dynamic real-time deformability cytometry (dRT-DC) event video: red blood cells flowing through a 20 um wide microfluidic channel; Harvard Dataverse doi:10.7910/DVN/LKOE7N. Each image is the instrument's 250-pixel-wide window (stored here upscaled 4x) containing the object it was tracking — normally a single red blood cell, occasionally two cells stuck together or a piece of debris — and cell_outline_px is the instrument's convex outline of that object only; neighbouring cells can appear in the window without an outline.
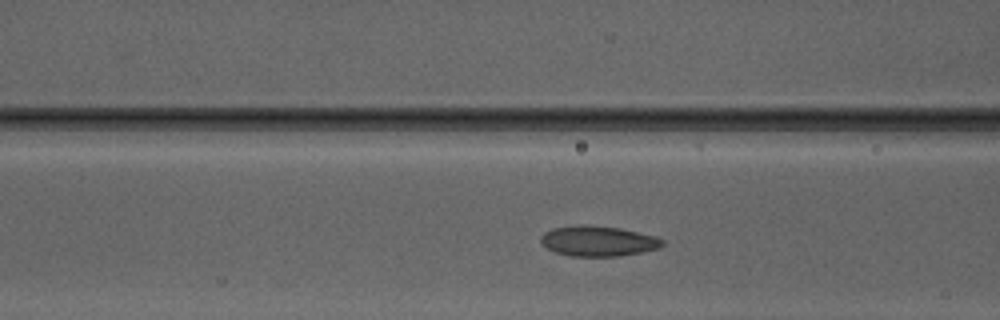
{"species": "Egyptian fruit bat (a non-hibernating species)", "species_latin": "Rousettus aegyptiacus", "temperature_condition": "warm", "stored_images_in_passage": 9, "camera_frame_rate_fps": 3000, "um_per_image_px": 0.085, "animal": {"sex": "male"}, "frame": {"image": 1, "passage_image": 7, "time_ms": 2.0, "image_size_px": [1000, 320], "cell_outline_px": [[664, 244], [660, 248], [640, 252], [616, 256], [568, 256], [556, 252], [540, 244], [540, 236], [544, 232], [552, 228], [580, 224], [584, 224], [620, 228], [656, 236], [664, 240]], "centroid_in_image_um": [50.81, 20.48], "position_along_channel_um": 115.8, "area_um2": 21.62}}